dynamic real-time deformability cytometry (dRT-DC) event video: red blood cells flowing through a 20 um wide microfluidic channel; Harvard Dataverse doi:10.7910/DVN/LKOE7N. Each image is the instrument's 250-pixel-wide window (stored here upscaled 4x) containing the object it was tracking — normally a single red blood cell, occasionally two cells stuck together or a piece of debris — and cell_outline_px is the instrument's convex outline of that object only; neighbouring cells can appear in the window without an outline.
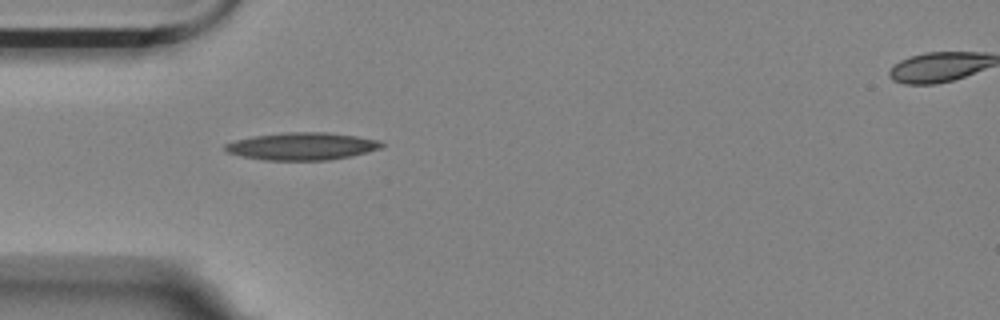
{"species": "Egyptian fruit bat (a non-hibernating species)", "species_latin": "Rousettus aegyptiacus", "temperature_condition": "room temperature", "stored_images_in_passage": 40, "camera_frame_rate_fps": 3000, "um_per_image_px": 0.085, "animal": {"sex": "female"}, "frame": {"image": 1, "passage_image": 1, "time_ms": 0.0, "image_size_px": [1000, 320], "cell_outline_px": [[384, 144], [380, 148], [368, 152], [352, 156], [328, 160], [264, 160], [240, 156], [228, 152], [224, 148], [224, 144], [236, 140], [252, 136], [284, 132], [328, 132], [356, 136], [380, 140]], "centroid_in_image_um": [25.67, 12.43], "position_along_channel_um": 59.3, "area_um2": 25.14}}
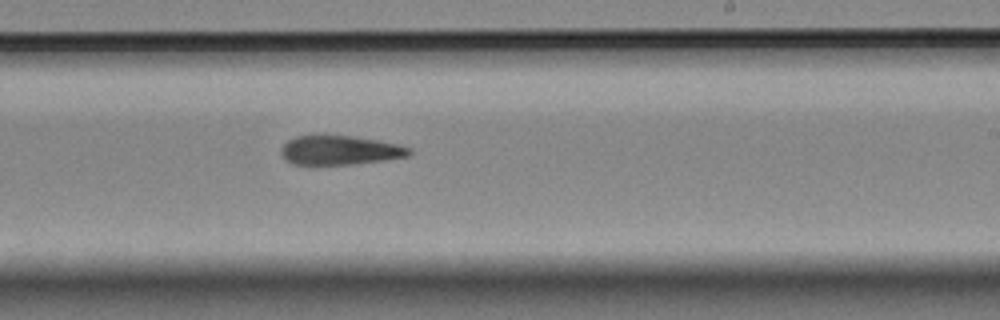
{"frame": {"image": 2, "passage_image": 18, "time_ms": 5.667, "image_size_px": [1000, 320], "cell_outline_px": [[412, 152], [408, 156], [384, 160], [352, 164], [312, 168], [296, 164], [288, 160], [280, 152], [280, 148], [288, 140], [296, 136], [316, 132], [352, 136], [376, 140], [396, 144], [412, 148]], "centroid_in_image_um": [28.8, 12.77], "position_along_channel_um": 260.2, "area_um2": 23.0}}
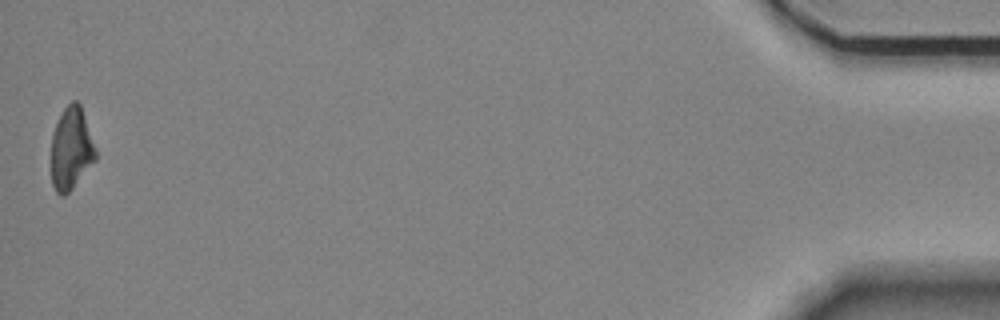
{"frame": {"image": 3, "passage_image": 40, "time_ms": 13.0, "image_size_px": [1000, 320], "cell_outline_px": [[96, 160], [72, 188], [64, 196], [60, 196], [56, 192], [52, 184], [52, 136], [56, 124], [64, 108], [72, 100], [76, 100], [80, 104], [96, 148]], "centroid_in_image_um": [6.06, 12.64], "position_along_channel_um": 429.1, "area_um2": 21.1}, "authors_computed_cell_mechanics": {"area_um2": 22.7154, "velocity_mm_per_s": 3.5674, "shape_relaxation_time_tau1_ms": 6.8447, "shape_relaxation_time_tau2_ms": 7.3183, "deformation_change_tau1": 0.1956, "deformation_change_tau2": 0.1951}}